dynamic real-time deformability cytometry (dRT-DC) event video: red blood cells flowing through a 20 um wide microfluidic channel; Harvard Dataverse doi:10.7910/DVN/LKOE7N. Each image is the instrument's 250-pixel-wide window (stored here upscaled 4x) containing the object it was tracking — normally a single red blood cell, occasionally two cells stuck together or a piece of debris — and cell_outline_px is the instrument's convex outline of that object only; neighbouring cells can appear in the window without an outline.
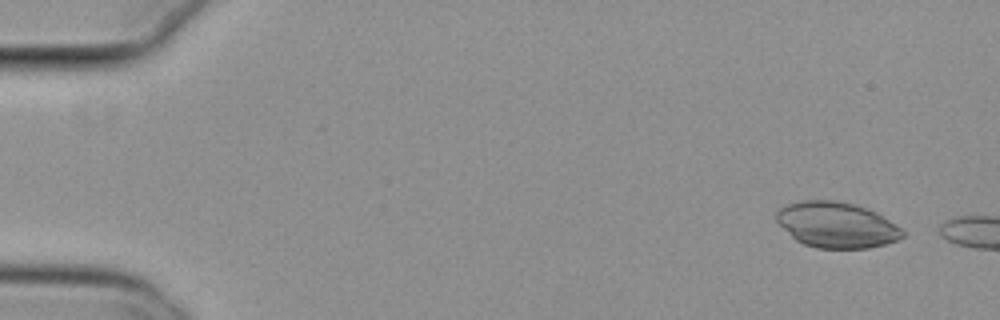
{"species": "common noctule bat (a hibernating species)", "species_latin": "Nyctalus noctula", "temperature_condition": "cold", "stored_images_in_passage": 5, "camera_frame_rate_fps": 3000, "um_per_image_px": 0.085, "animal": {"sex": "female", "body_mass_g": 29.2, "forearm_length_mm": 56.3}, "frame": {"image": 1, "passage_image": 1, "time_ms": 0.0, "image_size_px": [1000, 320], "cell_outline_px": [[904, 236], [896, 240], [884, 244], [868, 248], [816, 248], [804, 244], [796, 240], [776, 220], [776, 212], [780, 208], [788, 204], [800, 200], [836, 200], [856, 204], [868, 208], [876, 212], [900, 228], [904, 232]], "centroid_in_image_um": [71.1, 19.1], "position_along_channel_um": 13.9, "area_um2": 33.41}}